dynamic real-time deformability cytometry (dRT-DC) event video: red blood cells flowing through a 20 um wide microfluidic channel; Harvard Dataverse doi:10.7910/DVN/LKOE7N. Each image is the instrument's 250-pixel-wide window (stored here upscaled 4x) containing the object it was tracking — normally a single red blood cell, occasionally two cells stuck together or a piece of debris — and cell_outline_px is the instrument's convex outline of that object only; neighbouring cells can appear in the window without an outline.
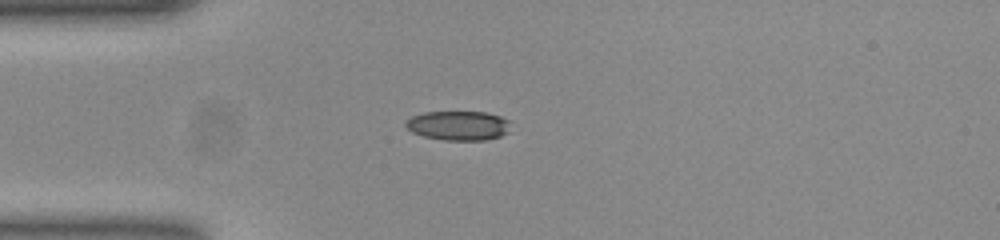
{"species": "common noctule bat (a hibernating species)", "species_latin": "Nyctalus noctula", "temperature_condition": "room temperature", "stored_images_in_passage": 40, "camera_frame_rate_fps": 3000, "um_per_image_px": 0.085, "animal": {"sex": "female", "body_mass_g": 23.0, "forearm_length_mm": 53.4}, "frame": {"image": 1, "passage_image": 1, "time_ms": 0.0, "image_size_px": [1000, 240], "cell_outline_px": [[508, 132], [500, 136], [488, 140], [444, 140], [424, 136], [412, 132], [404, 124], [404, 120], [412, 116], [424, 112], [488, 112], [500, 116], [508, 120]], "centroid_in_image_um": [38.94, 10.67], "position_along_channel_um": 46.1, "area_um2": 17.98}}
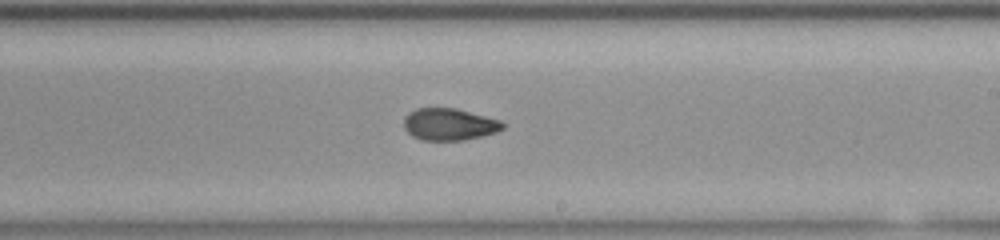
{"frame": {"image": 2, "passage_image": 18, "time_ms": 5.667, "image_size_px": [1000, 240], "cell_outline_px": [[504, 128], [496, 132], [464, 140], [420, 140], [412, 136], [404, 128], [404, 116], [408, 112], [416, 108], [456, 108], [500, 120], [504, 124]], "centroid_in_image_um": [38.15, 10.56], "position_along_channel_um": 250.9, "area_um2": 18.44}}
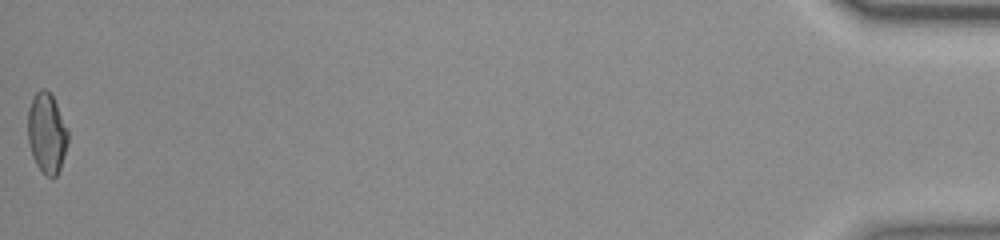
{"frame": {"image": 3, "passage_image": 40, "time_ms": 13.0, "image_size_px": [1000, 240], "cell_outline_px": [[68, 144], [60, 168], [56, 176], [48, 176], [36, 164], [32, 156], [28, 140], [28, 108], [32, 96], [40, 88], [44, 88], [52, 96], [68, 128]], "centroid_in_image_um": [3.97, 11.28], "position_along_channel_um": 431.2, "area_um2": 18.73}, "authors_computed_cell_mechanics": {"area_um2": 18.6983, "velocity_mm_per_s": 3.8723, "shape_relaxation_time_tau1_ms": 9.7697, "shape_relaxation_time_tau2_ms": 1.935, "deformation_change_tau1": 0.2058, "deformation_change_tau2": 0.0713}}